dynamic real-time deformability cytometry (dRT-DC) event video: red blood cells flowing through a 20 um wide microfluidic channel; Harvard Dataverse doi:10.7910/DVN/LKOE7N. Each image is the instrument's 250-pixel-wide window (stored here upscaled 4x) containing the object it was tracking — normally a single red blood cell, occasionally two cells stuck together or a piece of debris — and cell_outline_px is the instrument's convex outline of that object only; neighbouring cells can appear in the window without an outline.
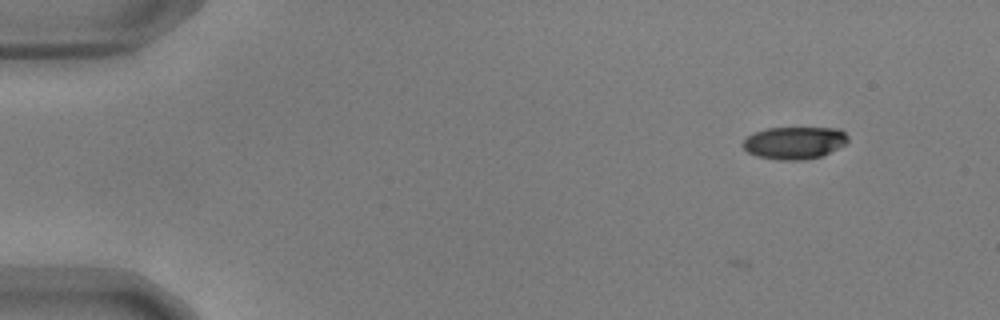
{"species": "common noctule bat (a hibernating species)", "species_latin": "Nyctalus noctula", "temperature_condition": "warm", "stored_images_in_passage": 10, "camera_frame_rate_fps": 3000, "um_per_image_px": 0.085, "animal": {"sex": "male", "body_mass_g": 17.9, "forearm_length_mm": 54.2}, "frame": {"image": 1, "passage_image": 10, "time_ms": 3.0, "image_size_px": [1000, 320], "cell_outline_px": [[848, 140], [844, 144], [820, 156], [804, 160], [780, 160], [756, 156], [748, 152], [744, 148], [744, 140], [748, 136], [756, 132], [768, 128], [840, 128], [848, 136]], "centroid_in_image_um": [67.52, 12.13], "position_along_channel_um": 17.5, "area_um2": 19.54}}